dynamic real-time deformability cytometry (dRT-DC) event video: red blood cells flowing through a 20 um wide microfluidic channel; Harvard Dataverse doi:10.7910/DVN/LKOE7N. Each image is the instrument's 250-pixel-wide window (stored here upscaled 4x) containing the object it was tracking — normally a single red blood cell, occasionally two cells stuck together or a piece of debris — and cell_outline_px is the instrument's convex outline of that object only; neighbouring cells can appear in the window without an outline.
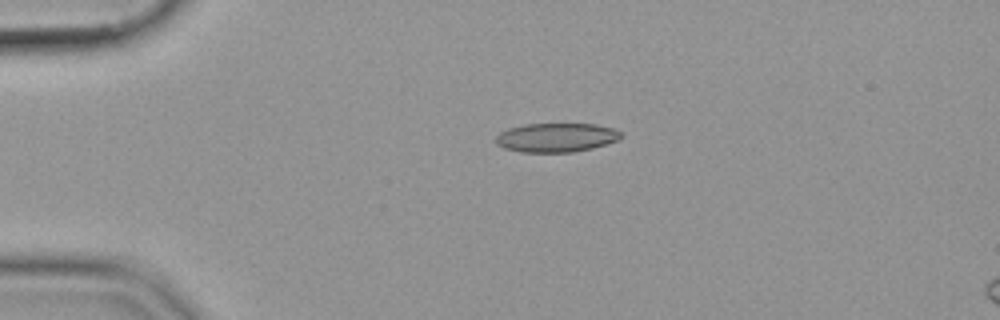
{"species": "common noctule bat (a hibernating species)", "species_latin": "Nyctalus noctula", "temperature_condition": "cold", "stored_images_in_passage": 6, "camera_frame_rate_fps": 3000, "um_per_image_px": 0.085, "animal": {"sex": "female", "body_mass_g": 19.9}, "frame": {"image": 1, "passage_image": 1, "time_ms": 0.0, "image_size_px": [1000, 320], "cell_outline_px": [[624, 136], [620, 140], [592, 148], [572, 152], [520, 152], [504, 148], [496, 144], [496, 136], [500, 132], [508, 128], [524, 124], [596, 124], [612, 128], [620, 132]], "centroid_in_image_um": [47.29, 11.69], "position_along_channel_um": 37.7, "area_um2": 21.27}}